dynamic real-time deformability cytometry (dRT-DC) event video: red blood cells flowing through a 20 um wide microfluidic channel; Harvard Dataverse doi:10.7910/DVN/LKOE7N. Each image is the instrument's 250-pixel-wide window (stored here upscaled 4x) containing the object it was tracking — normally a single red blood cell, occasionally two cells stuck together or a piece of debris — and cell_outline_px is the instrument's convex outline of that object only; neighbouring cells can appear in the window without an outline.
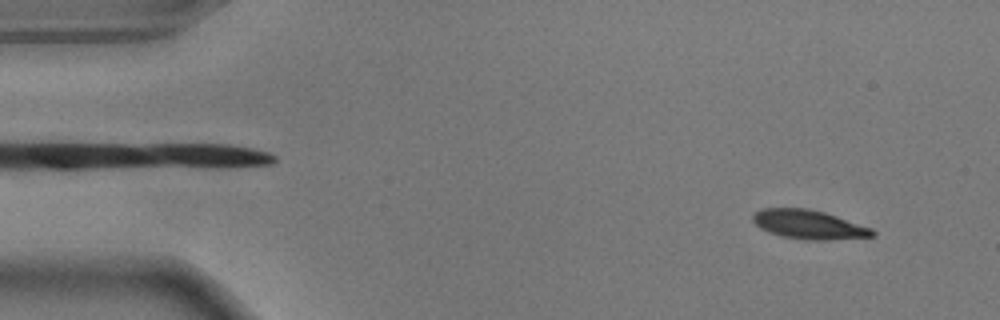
{"species": "common noctule bat (a hibernating species)", "species_latin": "Nyctalus noctula", "temperature_condition": "warm", "stored_images_in_passage": 54, "camera_frame_rate_fps": 3000, "um_per_image_px": 0.085, "animal": {"sex": "male", "body_mass_g": 17.9}, "frame": {"image": 1, "passage_image": 4, "time_ms": 1.0, "image_size_px": [1000, 320], "cell_outline_px": [[876, 236], [828, 240], [808, 240], [784, 236], [768, 232], [760, 228], [752, 220], [752, 216], [760, 208], [808, 208], [824, 212], [872, 228], [876, 232]], "centroid_in_image_um": [68.75, 19.08], "position_along_channel_um": 16.2, "area_um2": 20.17}}
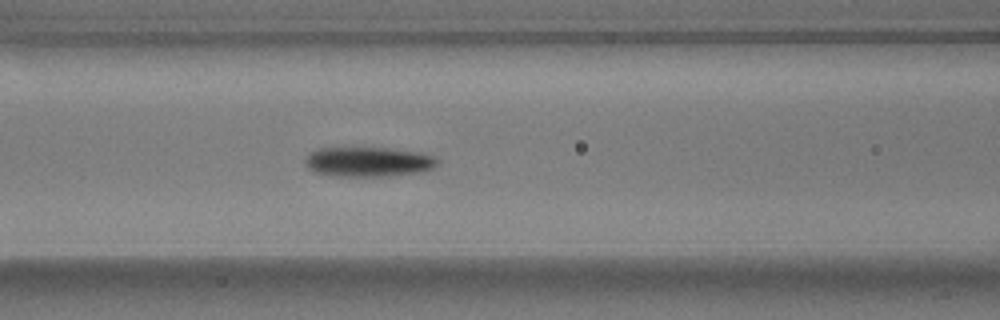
{"frame": {"image": 2, "passage_image": 22, "time_ms": 7.0, "image_size_px": [1000, 320], "cell_outline_px": [[440, 160], [432, 168], [420, 172], [384, 176], [336, 176], [316, 172], [308, 168], [304, 160], [316, 148], [388, 148], [416, 152], [432, 156]], "centroid_in_image_um": [31.29, 13.75], "position_along_channel_um": 135.3, "area_um2": 22.6}}
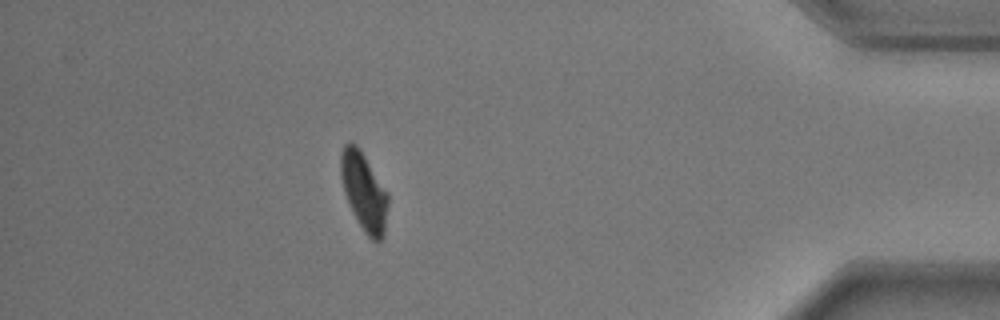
{"frame": {"image": 3, "passage_image": 48, "time_ms": 15.667, "image_size_px": [1000, 320], "cell_outline_px": [[388, 204], [384, 236], [376, 244], [364, 232], [352, 212], [344, 192], [340, 176], [340, 152], [344, 144], [348, 140], [356, 144], [360, 148], [388, 192]], "centroid_in_image_um": [30.93, 16.26], "position_along_channel_um": 404.3, "area_um2": 21.91}, "authors_computed_cell_mechanics": {"area_um2": 21.7617, "velocity_mm_per_s": 3.6458, "shape_relaxation_time_tau1_ms": 2.8708, "shape_relaxation_time_tau2_ms": 6.1026, "deformation_change_tau1": 0.1657, "deformation_change_tau2": 0.1126}}